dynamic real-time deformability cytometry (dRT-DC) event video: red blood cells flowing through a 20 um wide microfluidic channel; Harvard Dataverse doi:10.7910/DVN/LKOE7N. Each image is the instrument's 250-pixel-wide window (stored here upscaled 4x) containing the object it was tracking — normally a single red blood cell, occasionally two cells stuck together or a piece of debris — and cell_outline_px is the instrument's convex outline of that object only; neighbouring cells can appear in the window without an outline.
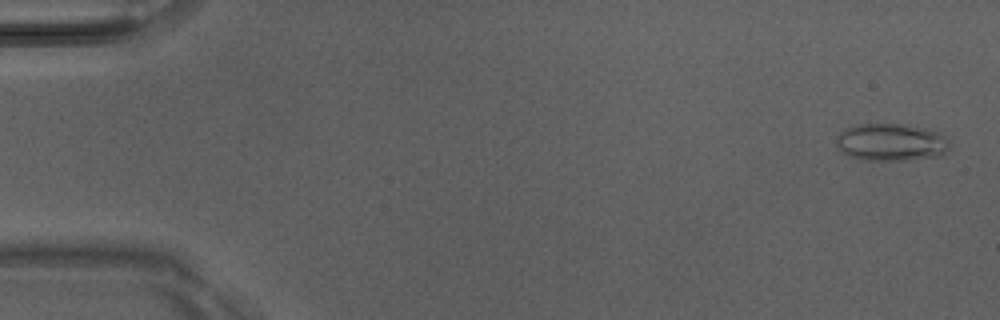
{"species": "Egyptian fruit bat (a non-hibernating species)", "species_latin": "Rousettus aegyptiacus", "temperature_condition": "room temperature", "stored_images_in_passage": 5, "camera_frame_rate_fps": 3000, "um_per_image_px": 0.085, "animal": {"sex": "male"}, "frame": {"image": 1, "passage_image": 1, "time_ms": 0.0, "image_size_px": [1000, 320], "cell_outline_px": [[948, 148], [940, 156], [904, 160], [860, 160], [848, 156], [840, 152], [836, 144], [836, 136], [840, 132], [848, 128], [860, 124], [908, 124], [940, 132], [948, 140]], "centroid_in_image_um": [75.71, 12.09], "position_along_channel_um": 9.3, "area_um2": 24.85}}